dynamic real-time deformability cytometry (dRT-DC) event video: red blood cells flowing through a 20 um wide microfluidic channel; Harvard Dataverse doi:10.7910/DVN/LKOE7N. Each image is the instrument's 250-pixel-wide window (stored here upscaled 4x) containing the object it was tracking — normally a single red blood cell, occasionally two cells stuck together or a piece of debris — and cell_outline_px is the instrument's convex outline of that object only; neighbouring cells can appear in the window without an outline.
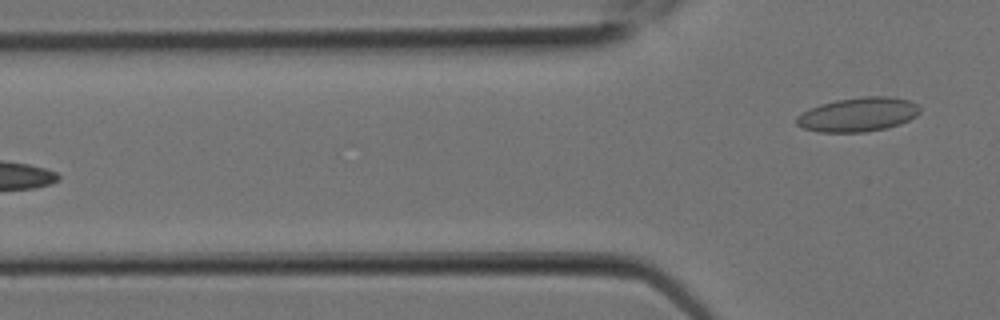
{"species": "Egyptian fruit bat (a non-hibernating species)", "species_latin": "Rousettus aegyptiacus", "temperature_condition": "room temperature", "stored_images_in_passage": 10, "segment_of_instrument_passage": [2, 2], "camera_frame_rate_fps": 3000, "um_per_image_px": 0.085, "animal": {"sex": "female"}, "frame": {"image": 1, "passage_image": 10, "time_ms": 3.0, "image_size_px": [1000, 320], "cell_outline_px": [[920, 112], [916, 116], [900, 124], [884, 128], [864, 132], [816, 132], [804, 128], [796, 124], [796, 116], [820, 104], [836, 100], [860, 96], [888, 96], [908, 100], [916, 104], [920, 108]], "centroid_in_image_um": [72.93, 9.73], "position_along_channel_um": 52.9, "area_um2": 24.45}}